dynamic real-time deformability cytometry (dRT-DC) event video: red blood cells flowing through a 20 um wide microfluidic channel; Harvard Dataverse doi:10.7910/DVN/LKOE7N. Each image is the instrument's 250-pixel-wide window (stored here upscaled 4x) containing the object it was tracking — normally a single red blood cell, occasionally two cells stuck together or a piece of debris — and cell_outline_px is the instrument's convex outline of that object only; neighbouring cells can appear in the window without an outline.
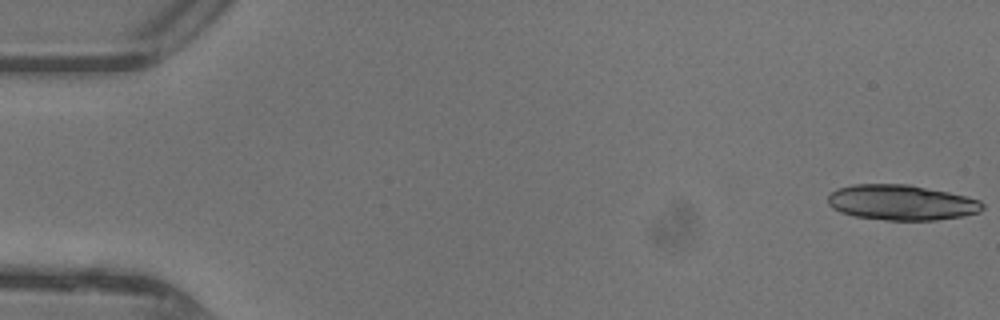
{"species": "common noctule bat (a hibernating species)", "species_latin": "Nyctalus noctula", "temperature_condition": "warm", "stored_images_in_passage": 14, "camera_frame_rate_fps": 3000, "um_per_image_px": 0.085, "animal": {"sex": "female"}, "frame": {"image": 1, "passage_image": 1, "time_ms": 0.0, "image_size_px": [1000, 320], "cell_outline_px": [[984, 208], [980, 212], [964, 216], [936, 220], [884, 220], [856, 216], [840, 212], [832, 208], [828, 204], [828, 196], [836, 188], [852, 184], [908, 184], [948, 192], [980, 200], [984, 204]], "centroid_in_image_um": [76.62, 17.21], "position_along_channel_um": 8.4, "area_um2": 31.96}}